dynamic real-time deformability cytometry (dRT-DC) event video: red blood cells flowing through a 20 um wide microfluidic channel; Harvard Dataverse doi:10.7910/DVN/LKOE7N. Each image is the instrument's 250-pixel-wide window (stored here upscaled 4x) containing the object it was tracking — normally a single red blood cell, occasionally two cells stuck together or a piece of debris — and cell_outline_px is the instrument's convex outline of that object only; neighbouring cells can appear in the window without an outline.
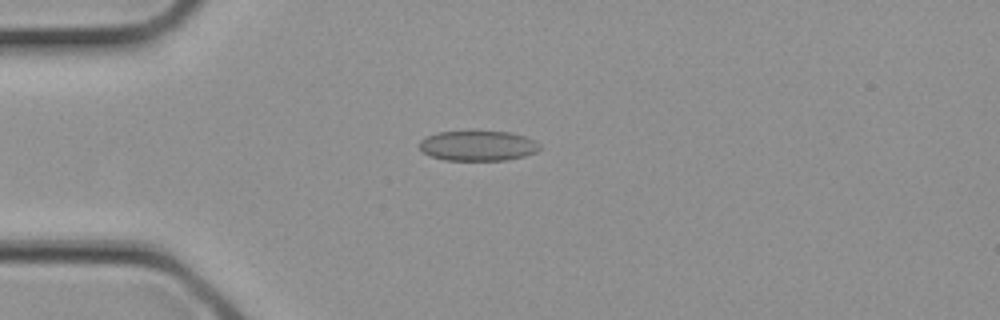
{"species": "common noctule bat (a hibernating species)", "species_latin": "Nyctalus noctula", "temperature_condition": "cold", "stored_images_in_passage": 3, "camera_frame_rate_fps": 3000, "um_per_image_px": 0.085, "animal": {"sex": "female", "body_mass_g": 21.9}, "frame": {"image": 1, "passage_image": 3, "time_ms": 0.667, "image_size_px": [1000, 320], "cell_outline_px": [[540, 148], [536, 152], [524, 156], [504, 160], [444, 160], [432, 156], [424, 152], [420, 148], [420, 140], [436, 132], [472, 128], [508, 132], [524, 136], [536, 140], [540, 144]], "centroid_in_image_um": [40.62, 12.33], "position_along_channel_um": 44.4, "area_um2": 21.91}}